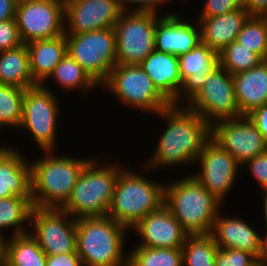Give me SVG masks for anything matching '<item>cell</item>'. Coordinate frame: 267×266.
I'll return each mask as SVG.
<instances>
[{
	"label": "cell",
	"instance_id": "obj_1",
	"mask_svg": "<svg viewBox=\"0 0 267 266\" xmlns=\"http://www.w3.org/2000/svg\"><path fill=\"white\" fill-rule=\"evenodd\" d=\"M157 116L165 120L166 126L153 156L144 162V170L194 165L204 144L211 138V126L185 105L171 104Z\"/></svg>",
	"mask_w": 267,
	"mask_h": 266
},
{
	"label": "cell",
	"instance_id": "obj_2",
	"mask_svg": "<svg viewBox=\"0 0 267 266\" xmlns=\"http://www.w3.org/2000/svg\"><path fill=\"white\" fill-rule=\"evenodd\" d=\"M55 153V154H54ZM30 164L33 207L60 209L70 198L78 176L92 158H76L44 151Z\"/></svg>",
	"mask_w": 267,
	"mask_h": 266
},
{
	"label": "cell",
	"instance_id": "obj_3",
	"mask_svg": "<svg viewBox=\"0 0 267 266\" xmlns=\"http://www.w3.org/2000/svg\"><path fill=\"white\" fill-rule=\"evenodd\" d=\"M222 203L192 175L164 187V205L188 235L209 234Z\"/></svg>",
	"mask_w": 267,
	"mask_h": 266
},
{
	"label": "cell",
	"instance_id": "obj_4",
	"mask_svg": "<svg viewBox=\"0 0 267 266\" xmlns=\"http://www.w3.org/2000/svg\"><path fill=\"white\" fill-rule=\"evenodd\" d=\"M77 252L83 266H128V228L109 216L76 219Z\"/></svg>",
	"mask_w": 267,
	"mask_h": 266
},
{
	"label": "cell",
	"instance_id": "obj_5",
	"mask_svg": "<svg viewBox=\"0 0 267 266\" xmlns=\"http://www.w3.org/2000/svg\"><path fill=\"white\" fill-rule=\"evenodd\" d=\"M92 158L81 171L68 201L60 208L73 218L106 216L111 205L121 165L99 164ZM106 165V166H105Z\"/></svg>",
	"mask_w": 267,
	"mask_h": 266
},
{
	"label": "cell",
	"instance_id": "obj_6",
	"mask_svg": "<svg viewBox=\"0 0 267 266\" xmlns=\"http://www.w3.org/2000/svg\"><path fill=\"white\" fill-rule=\"evenodd\" d=\"M122 167L107 216L130 230L164 204L165 184Z\"/></svg>",
	"mask_w": 267,
	"mask_h": 266
},
{
	"label": "cell",
	"instance_id": "obj_7",
	"mask_svg": "<svg viewBox=\"0 0 267 266\" xmlns=\"http://www.w3.org/2000/svg\"><path fill=\"white\" fill-rule=\"evenodd\" d=\"M101 86L115 94L121 104L144 113L158 114L171 105L139 65L116 64Z\"/></svg>",
	"mask_w": 267,
	"mask_h": 266
},
{
	"label": "cell",
	"instance_id": "obj_8",
	"mask_svg": "<svg viewBox=\"0 0 267 266\" xmlns=\"http://www.w3.org/2000/svg\"><path fill=\"white\" fill-rule=\"evenodd\" d=\"M161 15L151 11H123L116 22V62L140 65L155 50V29Z\"/></svg>",
	"mask_w": 267,
	"mask_h": 266
},
{
	"label": "cell",
	"instance_id": "obj_9",
	"mask_svg": "<svg viewBox=\"0 0 267 266\" xmlns=\"http://www.w3.org/2000/svg\"><path fill=\"white\" fill-rule=\"evenodd\" d=\"M65 38L67 53L101 86L117 64L114 28L65 34Z\"/></svg>",
	"mask_w": 267,
	"mask_h": 266
},
{
	"label": "cell",
	"instance_id": "obj_10",
	"mask_svg": "<svg viewBox=\"0 0 267 266\" xmlns=\"http://www.w3.org/2000/svg\"><path fill=\"white\" fill-rule=\"evenodd\" d=\"M44 84L25 89L22 120L19 128L31 134L34 142L44 151H56L57 116L59 102L57 96Z\"/></svg>",
	"mask_w": 267,
	"mask_h": 266
},
{
	"label": "cell",
	"instance_id": "obj_11",
	"mask_svg": "<svg viewBox=\"0 0 267 266\" xmlns=\"http://www.w3.org/2000/svg\"><path fill=\"white\" fill-rule=\"evenodd\" d=\"M210 126L224 119L241 117L235 99L233 75L217 65L198 93L185 104Z\"/></svg>",
	"mask_w": 267,
	"mask_h": 266
},
{
	"label": "cell",
	"instance_id": "obj_12",
	"mask_svg": "<svg viewBox=\"0 0 267 266\" xmlns=\"http://www.w3.org/2000/svg\"><path fill=\"white\" fill-rule=\"evenodd\" d=\"M30 225L33 230H29V233L46 255L77 251L76 219L67 212L56 208L33 207Z\"/></svg>",
	"mask_w": 267,
	"mask_h": 266
},
{
	"label": "cell",
	"instance_id": "obj_13",
	"mask_svg": "<svg viewBox=\"0 0 267 266\" xmlns=\"http://www.w3.org/2000/svg\"><path fill=\"white\" fill-rule=\"evenodd\" d=\"M15 20L24 44L64 35V0H19Z\"/></svg>",
	"mask_w": 267,
	"mask_h": 266
},
{
	"label": "cell",
	"instance_id": "obj_14",
	"mask_svg": "<svg viewBox=\"0 0 267 266\" xmlns=\"http://www.w3.org/2000/svg\"><path fill=\"white\" fill-rule=\"evenodd\" d=\"M211 139L241 165L267 151V140L248 115L215 122L211 125Z\"/></svg>",
	"mask_w": 267,
	"mask_h": 266
},
{
	"label": "cell",
	"instance_id": "obj_15",
	"mask_svg": "<svg viewBox=\"0 0 267 266\" xmlns=\"http://www.w3.org/2000/svg\"><path fill=\"white\" fill-rule=\"evenodd\" d=\"M196 163L201 170L192 176L223 202L232 190L242 165L211 138L204 144Z\"/></svg>",
	"mask_w": 267,
	"mask_h": 266
},
{
	"label": "cell",
	"instance_id": "obj_16",
	"mask_svg": "<svg viewBox=\"0 0 267 266\" xmlns=\"http://www.w3.org/2000/svg\"><path fill=\"white\" fill-rule=\"evenodd\" d=\"M122 12L118 0H64L65 34L114 27Z\"/></svg>",
	"mask_w": 267,
	"mask_h": 266
},
{
	"label": "cell",
	"instance_id": "obj_17",
	"mask_svg": "<svg viewBox=\"0 0 267 266\" xmlns=\"http://www.w3.org/2000/svg\"><path fill=\"white\" fill-rule=\"evenodd\" d=\"M131 229L136 231L141 240L136 246L150 248L182 249L188 235L164 204Z\"/></svg>",
	"mask_w": 267,
	"mask_h": 266
},
{
	"label": "cell",
	"instance_id": "obj_18",
	"mask_svg": "<svg viewBox=\"0 0 267 266\" xmlns=\"http://www.w3.org/2000/svg\"><path fill=\"white\" fill-rule=\"evenodd\" d=\"M187 21L181 18L179 13L160 16L155 29V49L180 57L201 43L198 20L193 24Z\"/></svg>",
	"mask_w": 267,
	"mask_h": 266
},
{
	"label": "cell",
	"instance_id": "obj_19",
	"mask_svg": "<svg viewBox=\"0 0 267 266\" xmlns=\"http://www.w3.org/2000/svg\"><path fill=\"white\" fill-rule=\"evenodd\" d=\"M218 65V54L201 42L179 57L182 86L173 105L187 104L208 80V74ZM182 99V101H181ZM185 103H182V102ZM181 102V103H180Z\"/></svg>",
	"mask_w": 267,
	"mask_h": 266
},
{
	"label": "cell",
	"instance_id": "obj_20",
	"mask_svg": "<svg viewBox=\"0 0 267 266\" xmlns=\"http://www.w3.org/2000/svg\"><path fill=\"white\" fill-rule=\"evenodd\" d=\"M220 214L221 212L215 217L210 232L217 246L220 249H241L259 259L262 244L260 234L242 218H223Z\"/></svg>",
	"mask_w": 267,
	"mask_h": 266
},
{
	"label": "cell",
	"instance_id": "obj_21",
	"mask_svg": "<svg viewBox=\"0 0 267 266\" xmlns=\"http://www.w3.org/2000/svg\"><path fill=\"white\" fill-rule=\"evenodd\" d=\"M11 146H0V199L31 197L30 163Z\"/></svg>",
	"mask_w": 267,
	"mask_h": 266
},
{
	"label": "cell",
	"instance_id": "obj_22",
	"mask_svg": "<svg viewBox=\"0 0 267 266\" xmlns=\"http://www.w3.org/2000/svg\"><path fill=\"white\" fill-rule=\"evenodd\" d=\"M139 66L148 74L157 90L172 104L182 86L179 57L155 49Z\"/></svg>",
	"mask_w": 267,
	"mask_h": 266
},
{
	"label": "cell",
	"instance_id": "obj_23",
	"mask_svg": "<svg viewBox=\"0 0 267 266\" xmlns=\"http://www.w3.org/2000/svg\"><path fill=\"white\" fill-rule=\"evenodd\" d=\"M250 14L242 7L211 18H197L202 42L219 54L236 40Z\"/></svg>",
	"mask_w": 267,
	"mask_h": 266
},
{
	"label": "cell",
	"instance_id": "obj_24",
	"mask_svg": "<svg viewBox=\"0 0 267 266\" xmlns=\"http://www.w3.org/2000/svg\"><path fill=\"white\" fill-rule=\"evenodd\" d=\"M235 99L241 115L267 103V60L257 66L233 74Z\"/></svg>",
	"mask_w": 267,
	"mask_h": 266
},
{
	"label": "cell",
	"instance_id": "obj_25",
	"mask_svg": "<svg viewBox=\"0 0 267 266\" xmlns=\"http://www.w3.org/2000/svg\"><path fill=\"white\" fill-rule=\"evenodd\" d=\"M26 45L29 51L30 71L33 80L37 84H45L57 64L67 53L65 34L33 41Z\"/></svg>",
	"mask_w": 267,
	"mask_h": 266
},
{
	"label": "cell",
	"instance_id": "obj_26",
	"mask_svg": "<svg viewBox=\"0 0 267 266\" xmlns=\"http://www.w3.org/2000/svg\"><path fill=\"white\" fill-rule=\"evenodd\" d=\"M0 84L23 89L38 85L30 71L29 51L26 44L0 52Z\"/></svg>",
	"mask_w": 267,
	"mask_h": 266
},
{
	"label": "cell",
	"instance_id": "obj_27",
	"mask_svg": "<svg viewBox=\"0 0 267 266\" xmlns=\"http://www.w3.org/2000/svg\"><path fill=\"white\" fill-rule=\"evenodd\" d=\"M46 257L29 232L6 239V266H46Z\"/></svg>",
	"mask_w": 267,
	"mask_h": 266
},
{
	"label": "cell",
	"instance_id": "obj_28",
	"mask_svg": "<svg viewBox=\"0 0 267 266\" xmlns=\"http://www.w3.org/2000/svg\"><path fill=\"white\" fill-rule=\"evenodd\" d=\"M33 209L31 197L13 196L0 199V235L6 237L4 230L12 228V237L29 232L24 223H30ZM10 227V228H9ZM3 229V230H2Z\"/></svg>",
	"mask_w": 267,
	"mask_h": 266
},
{
	"label": "cell",
	"instance_id": "obj_29",
	"mask_svg": "<svg viewBox=\"0 0 267 266\" xmlns=\"http://www.w3.org/2000/svg\"><path fill=\"white\" fill-rule=\"evenodd\" d=\"M53 80L57 86L65 91L78 90L88 92L99 86L85 71V69L76 62L68 53L57 64L52 74L47 80Z\"/></svg>",
	"mask_w": 267,
	"mask_h": 266
},
{
	"label": "cell",
	"instance_id": "obj_30",
	"mask_svg": "<svg viewBox=\"0 0 267 266\" xmlns=\"http://www.w3.org/2000/svg\"><path fill=\"white\" fill-rule=\"evenodd\" d=\"M218 249L210 233L187 235L182 247V266H215Z\"/></svg>",
	"mask_w": 267,
	"mask_h": 266
},
{
	"label": "cell",
	"instance_id": "obj_31",
	"mask_svg": "<svg viewBox=\"0 0 267 266\" xmlns=\"http://www.w3.org/2000/svg\"><path fill=\"white\" fill-rule=\"evenodd\" d=\"M128 266H182V249L137 246L128 255Z\"/></svg>",
	"mask_w": 267,
	"mask_h": 266
},
{
	"label": "cell",
	"instance_id": "obj_32",
	"mask_svg": "<svg viewBox=\"0 0 267 266\" xmlns=\"http://www.w3.org/2000/svg\"><path fill=\"white\" fill-rule=\"evenodd\" d=\"M236 41L267 60V16L250 15Z\"/></svg>",
	"mask_w": 267,
	"mask_h": 266
},
{
	"label": "cell",
	"instance_id": "obj_33",
	"mask_svg": "<svg viewBox=\"0 0 267 266\" xmlns=\"http://www.w3.org/2000/svg\"><path fill=\"white\" fill-rule=\"evenodd\" d=\"M25 89L0 84V129L19 128L22 120Z\"/></svg>",
	"mask_w": 267,
	"mask_h": 266
},
{
	"label": "cell",
	"instance_id": "obj_34",
	"mask_svg": "<svg viewBox=\"0 0 267 266\" xmlns=\"http://www.w3.org/2000/svg\"><path fill=\"white\" fill-rule=\"evenodd\" d=\"M262 59L236 40L218 54V65L230 74H236L257 66Z\"/></svg>",
	"mask_w": 267,
	"mask_h": 266
},
{
	"label": "cell",
	"instance_id": "obj_35",
	"mask_svg": "<svg viewBox=\"0 0 267 266\" xmlns=\"http://www.w3.org/2000/svg\"><path fill=\"white\" fill-rule=\"evenodd\" d=\"M215 266H259L258 259L241 249H218Z\"/></svg>",
	"mask_w": 267,
	"mask_h": 266
},
{
	"label": "cell",
	"instance_id": "obj_36",
	"mask_svg": "<svg viewBox=\"0 0 267 266\" xmlns=\"http://www.w3.org/2000/svg\"><path fill=\"white\" fill-rule=\"evenodd\" d=\"M203 5L198 18H211L242 8V0H205Z\"/></svg>",
	"mask_w": 267,
	"mask_h": 266
},
{
	"label": "cell",
	"instance_id": "obj_37",
	"mask_svg": "<svg viewBox=\"0 0 267 266\" xmlns=\"http://www.w3.org/2000/svg\"><path fill=\"white\" fill-rule=\"evenodd\" d=\"M24 44L15 19L0 22V52L15 49Z\"/></svg>",
	"mask_w": 267,
	"mask_h": 266
},
{
	"label": "cell",
	"instance_id": "obj_38",
	"mask_svg": "<svg viewBox=\"0 0 267 266\" xmlns=\"http://www.w3.org/2000/svg\"><path fill=\"white\" fill-rule=\"evenodd\" d=\"M242 167L250 170V174L256 180L262 191L267 190V151L257 155L253 159L247 160Z\"/></svg>",
	"mask_w": 267,
	"mask_h": 266
},
{
	"label": "cell",
	"instance_id": "obj_39",
	"mask_svg": "<svg viewBox=\"0 0 267 266\" xmlns=\"http://www.w3.org/2000/svg\"><path fill=\"white\" fill-rule=\"evenodd\" d=\"M123 11H151L158 13L160 5H165L172 0H118ZM163 3V4H162ZM134 9L130 5H136ZM159 6V7H158ZM132 8V9H131Z\"/></svg>",
	"mask_w": 267,
	"mask_h": 266
},
{
	"label": "cell",
	"instance_id": "obj_40",
	"mask_svg": "<svg viewBox=\"0 0 267 266\" xmlns=\"http://www.w3.org/2000/svg\"><path fill=\"white\" fill-rule=\"evenodd\" d=\"M46 266H83L78 252L59 254L55 256L47 255Z\"/></svg>",
	"mask_w": 267,
	"mask_h": 266
},
{
	"label": "cell",
	"instance_id": "obj_41",
	"mask_svg": "<svg viewBox=\"0 0 267 266\" xmlns=\"http://www.w3.org/2000/svg\"><path fill=\"white\" fill-rule=\"evenodd\" d=\"M248 117L255 123L258 131L267 140V103L254 109Z\"/></svg>",
	"mask_w": 267,
	"mask_h": 266
},
{
	"label": "cell",
	"instance_id": "obj_42",
	"mask_svg": "<svg viewBox=\"0 0 267 266\" xmlns=\"http://www.w3.org/2000/svg\"><path fill=\"white\" fill-rule=\"evenodd\" d=\"M242 7L250 15L267 16V0H242Z\"/></svg>",
	"mask_w": 267,
	"mask_h": 266
},
{
	"label": "cell",
	"instance_id": "obj_43",
	"mask_svg": "<svg viewBox=\"0 0 267 266\" xmlns=\"http://www.w3.org/2000/svg\"><path fill=\"white\" fill-rule=\"evenodd\" d=\"M19 0H0V22L15 19Z\"/></svg>",
	"mask_w": 267,
	"mask_h": 266
},
{
	"label": "cell",
	"instance_id": "obj_44",
	"mask_svg": "<svg viewBox=\"0 0 267 266\" xmlns=\"http://www.w3.org/2000/svg\"><path fill=\"white\" fill-rule=\"evenodd\" d=\"M259 266H267V233L262 237L261 254L258 259Z\"/></svg>",
	"mask_w": 267,
	"mask_h": 266
},
{
	"label": "cell",
	"instance_id": "obj_45",
	"mask_svg": "<svg viewBox=\"0 0 267 266\" xmlns=\"http://www.w3.org/2000/svg\"><path fill=\"white\" fill-rule=\"evenodd\" d=\"M7 237L0 235V266L5 265V244Z\"/></svg>",
	"mask_w": 267,
	"mask_h": 266
},
{
	"label": "cell",
	"instance_id": "obj_46",
	"mask_svg": "<svg viewBox=\"0 0 267 266\" xmlns=\"http://www.w3.org/2000/svg\"><path fill=\"white\" fill-rule=\"evenodd\" d=\"M263 212H264V220H265V225H266V233H267V190L263 191Z\"/></svg>",
	"mask_w": 267,
	"mask_h": 266
}]
</instances>
